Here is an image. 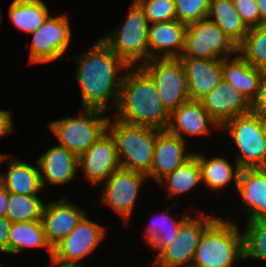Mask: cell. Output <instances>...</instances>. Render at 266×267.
<instances>
[{
	"instance_id": "6da1fadb",
	"label": "cell",
	"mask_w": 266,
	"mask_h": 267,
	"mask_svg": "<svg viewBox=\"0 0 266 267\" xmlns=\"http://www.w3.org/2000/svg\"><path fill=\"white\" fill-rule=\"evenodd\" d=\"M80 55L74 57V76L80 85L83 108L115 109L124 76L118 72L128 71L129 66L101 39Z\"/></svg>"
},
{
	"instance_id": "7a4b0ae2",
	"label": "cell",
	"mask_w": 266,
	"mask_h": 267,
	"mask_svg": "<svg viewBox=\"0 0 266 267\" xmlns=\"http://www.w3.org/2000/svg\"><path fill=\"white\" fill-rule=\"evenodd\" d=\"M125 71L114 119L125 123L167 130L170 112L163 105L157 87L141 66Z\"/></svg>"
},
{
	"instance_id": "3957f363",
	"label": "cell",
	"mask_w": 266,
	"mask_h": 267,
	"mask_svg": "<svg viewBox=\"0 0 266 267\" xmlns=\"http://www.w3.org/2000/svg\"><path fill=\"white\" fill-rule=\"evenodd\" d=\"M238 224L217 217L203 232L191 267H233L243 259V234Z\"/></svg>"
},
{
	"instance_id": "277c9868",
	"label": "cell",
	"mask_w": 266,
	"mask_h": 267,
	"mask_svg": "<svg viewBox=\"0 0 266 267\" xmlns=\"http://www.w3.org/2000/svg\"><path fill=\"white\" fill-rule=\"evenodd\" d=\"M112 119L107 130L115 140L120 167L147 175L154 156L156 128Z\"/></svg>"
},
{
	"instance_id": "5b68a950",
	"label": "cell",
	"mask_w": 266,
	"mask_h": 267,
	"mask_svg": "<svg viewBox=\"0 0 266 267\" xmlns=\"http://www.w3.org/2000/svg\"><path fill=\"white\" fill-rule=\"evenodd\" d=\"M126 15L119 26L100 39L128 66H141L149 61V22L135 0Z\"/></svg>"
},
{
	"instance_id": "8992f818",
	"label": "cell",
	"mask_w": 266,
	"mask_h": 267,
	"mask_svg": "<svg viewBox=\"0 0 266 267\" xmlns=\"http://www.w3.org/2000/svg\"><path fill=\"white\" fill-rule=\"evenodd\" d=\"M221 129L229 134L239 150L234 163L241 168L266 166L265 119L251 111L228 120L220 127Z\"/></svg>"
},
{
	"instance_id": "52a82bcc",
	"label": "cell",
	"mask_w": 266,
	"mask_h": 267,
	"mask_svg": "<svg viewBox=\"0 0 266 267\" xmlns=\"http://www.w3.org/2000/svg\"><path fill=\"white\" fill-rule=\"evenodd\" d=\"M107 111L82 108L79 116L53 120L49 123L51 133L61 145L79 157L107 131Z\"/></svg>"
},
{
	"instance_id": "ba28073f",
	"label": "cell",
	"mask_w": 266,
	"mask_h": 267,
	"mask_svg": "<svg viewBox=\"0 0 266 267\" xmlns=\"http://www.w3.org/2000/svg\"><path fill=\"white\" fill-rule=\"evenodd\" d=\"M141 67L154 81L160 99L170 113L190 100L185 71L179 58L150 59Z\"/></svg>"
},
{
	"instance_id": "9c48e42d",
	"label": "cell",
	"mask_w": 266,
	"mask_h": 267,
	"mask_svg": "<svg viewBox=\"0 0 266 267\" xmlns=\"http://www.w3.org/2000/svg\"><path fill=\"white\" fill-rule=\"evenodd\" d=\"M237 47L208 18L187 25L181 57L223 59L235 55Z\"/></svg>"
},
{
	"instance_id": "30bf717a",
	"label": "cell",
	"mask_w": 266,
	"mask_h": 267,
	"mask_svg": "<svg viewBox=\"0 0 266 267\" xmlns=\"http://www.w3.org/2000/svg\"><path fill=\"white\" fill-rule=\"evenodd\" d=\"M199 217L190 215L180 226L174 242L154 261L155 267H191L197 244L204 230L217 218L200 210Z\"/></svg>"
},
{
	"instance_id": "8fae6325",
	"label": "cell",
	"mask_w": 266,
	"mask_h": 267,
	"mask_svg": "<svg viewBox=\"0 0 266 267\" xmlns=\"http://www.w3.org/2000/svg\"><path fill=\"white\" fill-rule=\"evenodd\" d=\"M68 15H49L42 26L32 34L29 63L52 62L66 54L72 39Z\"/></svg>"
},
{
	"instance_id": "7c38bea8",
	"label": "cell",
	"mask_w": 266,
	"mask_h": 267,
	"mask_svg": "<svg viewBox=\"0 0 266 267\" xmlns=\"http://www.w3.org/2000/svg\"><path fill=\"white\" fill-rule=\"evenodd\" d=\"M147 179L143 173L120 168L102 182L104 188L100 201L127 223L133 214L140 188Z\"/></svg>"
},
{
	"instance_id": "4fadbf2b",
	"label": "cell",
	"mask_w": 266,
	"mask_h": 267,
	"mask_svg": "<svg viewBox=\"0 0 266 267\" xmlns=\"http://www.w3.org/2000/svg\"><path fill=\"white\" fill-rule=\"evenodd\" d=\"M106 230L86 214L74 230L53 247L50 261L78 263L97 249L106 236Z\"/></svg>"
},
{
	"instance_id": "5bb4252c",
	"label": "cell",
	"mask_w": 266,
	"mask_h": 267,
	"mask_svg": "<svg viewBox=\"0 0 266 267\" xmlns=\"http://www.w3.org/2000/svg\"><path fill=\"white\" fill-rule=\"evenodd\" d=\"M78 168L93 185L104 182L121 168L115 140L108 130L78 157Z\"/></svg>"
},
{
	"instance_id": "9a60e30c",
	"label": "cell",
	"mask_w": 266,
	"mask_h": 267,
	"mask_svg": "<svg viewBox=\"0 0 266 267\" xmlns=\"http://www.w3.org/2000/svg\"><path fill=\"white\" fill-rule=\"evenodd\" d=\"M199 101L219 127L238 115L251 112V103L224 78Z\"/></svg>"
},
{
	"instance_id": "2e32d148",
	"label": "cell",
	"mask_w": 266,
	"mask_h": 267,
	"mask_svg": "<svg viewBox=\"0 0 266 267\" xmlns=\"http://www.w3.org/2000/svg\"><path fill=\"white\" fill-rule=\"evenodd\" d=\"M87 212L62 197L45 203L41 222L47 242L53 248L66 238L83 219Z\"/></svg>"
},
{
	"instance_id": "e0dca14e",
	"label": "cell",
	"mask_w": 266,
	"mask_h": 267,
	"mask_svg": "<svg viewBox=\"0 0 266 267\" xmlns=\"http://www.w3.org/2000/svg\"><path fill=\"white\" fill-rule=\"evenodd\" d=\"M185 142L167 130L156 129L154 156L147 177H152L156 182H159L190 159L194 152H187Z\"/></svg>"
},
{
	"instance_id": "ac0fdd59",
	"label": "cell",
	"mask_w": 266,
	"mask_h": 267,
	"mask_svg": "<svg viewBox=\"0 0 266 267\" xmlns=\"http://www.w3.org/2000/svg\"><path fill=\"white\" fill-rule=\"evenodd\" d=\"M211 125L219 130L218 124L209 116L198 100H188L170 113L167 131L186 141L184 136H205L211 133ZM209 126V127H208ZM215 126V127H214Z\"/></svg>"
},
{
	"instance_id": "d6986e66",
	"label": "cell",
	"mask_w": 266,
	"mask_h": 267,
	"mask_svg": "<svg viewBox=\"0 0 266 267\" xmlns=\"http://www.w3.org/2000/svg\"><path fill=\"white\" fill-rule=\"evenodd\" d=\"M190 100H200L223 79L222 60L180 57Z\"/></svg>"
},
{
	"instance_id": "ffe728a7",
	"label": "cell",
	"mask_w": 266,
	"mask_h": 267,
	"mask_svg": "<svg viewBox=\"0 0 266 267\" xmlns=\"http://www.w3.org/2000/svg\"><path fill=\"white\" fill-rule=\"evenodd\" d=\"M187 24L177 19L149 24V60L155 58H180L185 47Z\"/></svg>"
},
{
	"instance_id": "44dd1931",
	"label": "cell",
	"mask_w": 266,
	"mask_h": 267,
	"mask_svg": "<svg viewBox=\"0 0 266 267\" xmlns=\"http://www.w3.org/2000/svg\"><path fill=\"white\" fill-rule=\"evenodd\" d=\"M43 189L46 184L63 185L71 182L78 169V157L61 145H54L36 159Z\"/></svg>"
},
{
	"instance_id": "7402d4cb",
	"label": "cell",
	"mask_w": 266,
	"mask_h": 267,
	"mask_svg": "<svg viewBox=\"0 0 266 267\" xmlns=\"http://www.w3.org/2000/svg\"><path fill=\"white\" fill-rule=\"evenodd\" d=\"M243 200L247 220H266V169L242 168L236 189Z\"/></svg>"
},
{
	"instance_id": "603a6c76",
	"label": "cell",
	"mask_w": 266,
	"mask_h": 267,
	"mask_svg": "<svg viewBox=\"0 0 266 267\" xmlns=\"http://www.w3.org/2000/svg\"><path fill=\"white\" fill-rule=\"evenodd\" d=\"M230 58L222 59L223 78L252 103L265 71L251 66L238 52Z\"/></svg>"
},
{
	"instance_id": "cb8c5ba5",
	"label": "cell",
	"mask_w": 266,
	"mask_h": 267,
	"mask_svg": "<svg viewBox=\"0 0 266 267\" xmlns=\"http://www.w3.org/2000/svg\"><path fill=\"white\" fill-rule=\"evenodd\" d=\"M6 173H0V182L9 193L38 195L43 192L39 167L16 157L9 159Z\"/></svg>"
},
{
	"instance_id": "d4e9b609",
	"label": "cell",
	"mask_w": 266,
	"mask_h": 267,
	"mask_svg": "<svg viewBox=\"0 0 266 267\" xmlns=\"http://www.w3.org/2000/svg\"><path fill=\"white\" fill-rule=\"evenodd\" d=\"M197 157L200 168L202 182L209 190H222L224 187L234 182L237 189L238 178L241 167L236 163L235 167L224 156H216L208 158L206 154L194 152Z\"/></svg>"
},
{
	"instance_id": "484cf974",
	"label": "cell",
	"mask_w": 266,
	"mask_h": 267,
	"mask_svg": "<svg viewBox=\"0 0 266 267\" xmlns=\"http://www.w3.org/2000/svg\"><path fill=\"white\" fill-rule=\"evenodd\" d=\"M46 248L51 259L53 248L47 242L41 220L11 223L8 236V254L18 255L26 248Z\"/></svg>"
},
{
	"instance_id": "4316f807",
	"label": "cell",
	"mask_w": 266,
	"mask_h": 267,
	"mask_svg": "<svg viewBox=\"0 0 266 267\" xmlns=\"http://www.w3.org/2000/svg\"><path fill=\"white\" fill-rule=\"evenodd\" d=\"M207 18L213 21L236 47L243 42L249 30L232 0H210Z\"/></svg>"
},
{
	"instance_id": "83f0119b",
	"label": "cell",
	"mask_w": 266,
	"mask_h": 267,
	"mask_svg": "<svg viewBox=\"0 0 266 267\" xmlns=\"http://www.w3.org/2000/svg\"><path fill=\"white\" fill-rule=\"evenodd\" d=\"M170 209L171 207L166 208L164 213L157 215L158 218H155L156 214H154V218L151 219L143 234L147 240L146 243L157 252V256L174 242L180 226L190 216L184 214L177 220L169 216Z\"/></svg>"
},
{
	"instance_id": "f1b7e54d",
	"label": "cell",
	"mask_w": 266,
	"mask_h": 267,
	"mask_svg": "<svg viewBox=\"0 0 266 267\" xmlns=\"http://www.w3.org/2000/svg\"><path fill=\"white\" fill-rule=\"evenodd\" d=\"M48 9L42 0H13L9 7V18L17 29L31 34L50 15Z\"/></svg>"
},
{
	"instance_id": "f546056e",
	"label": "cell",
	"mask_w": 266,
	"mask_h": 267,
	"mask_svg": "<svg viewBox=\"0 0 266 267\" xmlns=\"http://www.w3.org/2000/svg\"><path fill=\"white\" fill-rule=\"evenodd\" d=\"M201 182V168L197 157L193 155L184 164L161 179L158 184L166 185L167 196L173 198V196L177 197L191 191Z\"/></svg>"
},
{
	"instance_id": "4dcf8cb0",
	"label": "cell",
	"mask_w": 266,
	"mask_h": 267,
	"mask_svg": "<svg viewBox=\"0 0 266 267\" xmlns=\"http://www.w3.org/2000/svg\"><path fill=\"white\" fill-rule=\"evenodd\" d=\"M237 52L251 66L266 72V23L250 28Z\"/></svg>"
},
{
	"instance_id": "1f68e13d",
	"label": "cell",
	"mask_w": 266,
	"mask_h": 267,
	"mask_svg": "<svg viewBox=\"0 0 266 267\" xmlns=\"http://www.w3.org/2000/svg\"><path fill=\"white\" fill-rule=\"evenodd\" d=\"M44 205L38 195L10 193L6 218L11 223L41 220Z\"/></svg>"
},
{
	"instance_id": "d6a6232c",
	"label": "cell",
	"mask_w": 266,
	"mask_h": 267,
	"mask_svg": "<svg viewBox=\"0 0 266 267\" xmlns=\"http://www.w3.org/2000/svg\"><path fill=\"white\" fill-rule=\"evenodd\" d=\"M243 234V259L266 261V220H250Z\"/></svg>"
},
{
	"instance_id": "836d02e7",
	"label": "cell",
	"mask_w": 266,
	"mask_h": 267,
	"mask_svg": "<svg viewBox=\"0 0 266 267\" xmlns=\"http://www.w3.org/2000/svg\"><path fill=\"white\" fill-rule=\"evenodd\" d=\"M149 24L176 20L174 0H135Z\"/></svg>"
},
{
	"instance_id": "e575fe53",
	"label": "cell",
	"mask_w": 266,
	"mask_h": 267,
	"mask_svg": "<svg viewBox=\"0 0 266 267\" xmlns=\"http://www.w3.org/2000/svg\"><path fill=\"white\" fill-rule=\"evenodd\" d=\"M176 19L190 24L207 18L210 0H174Z\"/></svg>"
},
{
	"instance_id": "d590c367",
	"label": "cell",
	"mask_w": 266,
	"mask_h": 267,
	"mask_svg": "<svg viewBox=\"0 0 266 267\" xmlns=\"http://www.w3.org/2000/svg\"><path fill=\"white\" fill-rule=\"evenodd\" d=\"M232 2L248 29L260 25V12L256 0H232Z\"/></svg>"
},
{
	"instance_id": "8d00e7d4",
	"label": "cell",
	"mask_w": 266,
	"mask_h": 267,
	"mask_svg": "<svg viewBox=\"0 0 266 267\" xmlns=\"http://www.w3.org/2000/svg\"><path fill=\"white\" fill-rule=\"evenodd\" d=\"M251 111L266 120V72L260 81L258 94L251 103Z\"/></svg>"
},
{
	"instance_id": "74e56055",
	"label": "cell",
	"mask_w": 266,
	"mask_h": 267,
	"mask_svg": "<svg viewBox=\"0 0 266 267\" xmlns=\"http://www.w3.org/2000/svg\"><path fill=\"white\" fill-rule=\"evenodd\" d=\"M12 111L0 109V138L6 137L13 132Z\"/></svg>"
},
{
	"instance_id": "f35d334b",
	"label": "cell",
	"mask_w": 266,
	"mask_h": 267,
	"mask_svg": "<svg viewBox=\"0 0 266 267\" xmlns=\"http://www.w3.org/2000/svg\"><path fill=\"white\" fill-rule=\"evenodd\" d=\"M11 222L6 217H0V252L8 254V236Z\"/></svg>"
},
{
	"instance_id": "ab89813d",
	"label": "cell",
	"mask_w": 266,
	"mask_h": 267,
	"mask_svg": "<svg viewBox=\"0 0 266 267\" xmlns=\"http://www.w3.org/2000/svg\"><path fill=\"white\" fill-rule=\"evenodd\" d=\"M9 198L10 193L4 188L3 184L0 182V217H6Z\"/></svg>"
},
{
	"instance_id": "60d3db41",
	"label": "cell",
	"mask_w": 266,
	"mask_h": 267,
	"mask_svg": "<svg viewBox=\"0 0 266 267\" xmlns=\"http://www.w3.org/2000/svg\"><path fill=\"white\" fill-rule=\"evenodd\" d=\"M260 12V24L266 23V0H256Z\"/></svg>"
},
{
	"instance_id": "b9f144b4",
	"label": "cell",
	"mask_w": 266,
	"mask_h": 267,
	"mask_svg": "<svg viewBox=\"0 0 266 267\" xmlns=\"http://www.w3.org/2000/svg\"><path fill=\"white\" fill-rule=\"evenodd\" d=\"M52 266L56 267H83V263L77 262H63V261H50Z\"/></svg>"
},
{
	"instance_id": "7bdbcfd3",
	"label": "cell",
	"mask_w": 266,
	"mask_h": 267,
	"mask_svg": "<svg viewBox=\"0 0 266 267\" xmlns=\"http://www.w3.org/2000/svg\"><path fill=\"white\" fill-rule=\"evenodd\" d=\"M7 159H8L7 154L4 155V154L0 153V165H1V163H3Z\"/></svg>"
},
{
	"instance_id": "ee69618b",
	"label": "cell",
	"mask_w": 266,
	"mask_h": 267,
	"mask_svg": "<svg viewBox=\"0 0 266 267\" xmlns=\"http://www.w3.org/2000/svg\"><path fill=\"white\" fill-rule=\"evenodd\" d=\"M1 22H2V15H1V9H0V28H1Z\"/></svg>"
}]
</instances>
